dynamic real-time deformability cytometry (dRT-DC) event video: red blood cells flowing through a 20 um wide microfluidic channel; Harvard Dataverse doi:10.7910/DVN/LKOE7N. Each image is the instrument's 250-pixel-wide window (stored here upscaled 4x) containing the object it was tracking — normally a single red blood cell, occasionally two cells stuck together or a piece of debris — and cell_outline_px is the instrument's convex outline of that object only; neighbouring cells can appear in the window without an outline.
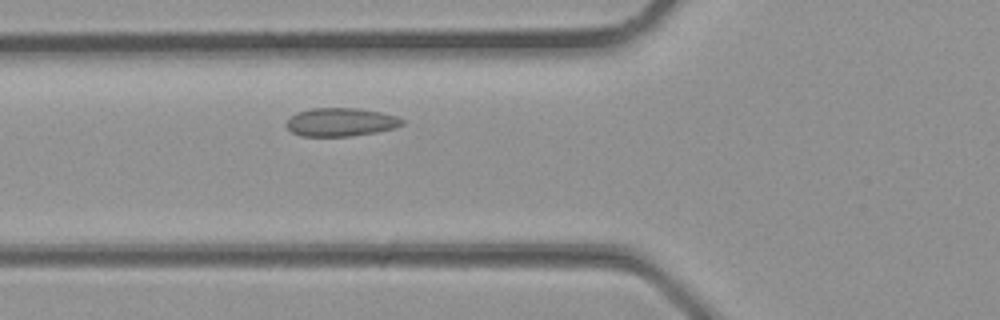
{"species": "common noctule bat (a hibernating species)", "species_latin": "Nyctalus noctula", "temperature_condition": "room temperature", "stored_images_in_passage": 26, "camera_frame_rate_fps": 3000, "um_per_image_px": 0.085, "animal": {"sex": "male", "body_mass_g": 23.1, "forearm_length_mm": 52.7}, "frame": {"image": 1, "passage_image": 6, "time_ms": 1.667, "image_size_px": [1000, 320], "cell_outline_px": [[404, 124], [392, 128], [376, 132], [352, 136], [300, 136], [292, 132], [284, 124], [292, 116], [300, 112], [312, 108], [356, 108], [380, 112], [396, 116], [404, 120]], "centroid_in_image_um": [28.96, 10.38], "position_along_channel_um": 96.8, "area_um2": 18.96}}
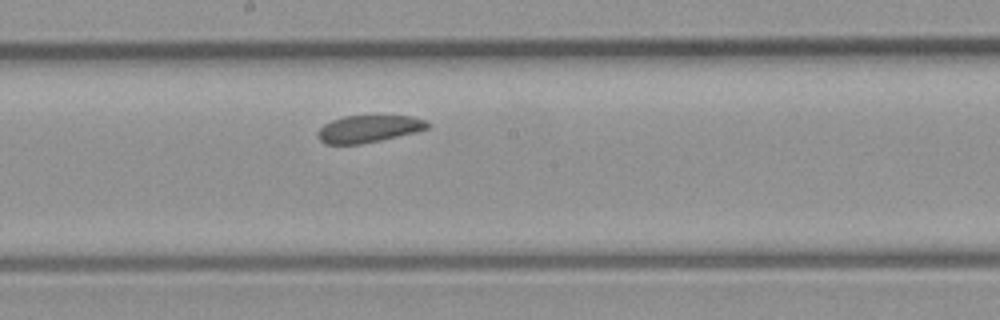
{"frame": {"image": 2, "passage_image": 12, "time_ms": 3.667, "image_size_px": [1000, 320], "cell_outline_px": [[432, 124], [428, 128], [416, 132], [380, 140], [360, 144], [324, 144], [316, 136], [316, 132], [324, 124], [332, 120], [344, 116], [412, 116], [428, 120]], "centroid_in_image_um": [31.35, 10.95], "position_along_channel_um": 216.9, "area_um2": 17.51}}
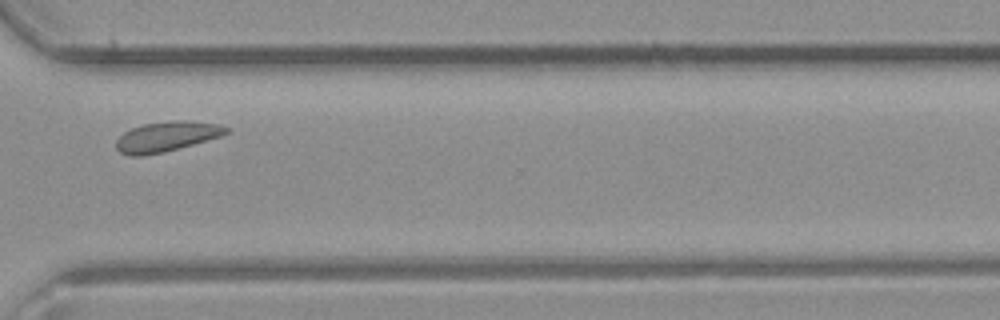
{"frame": {"image": 3, "passage_image": 19, "time_ms": 6.0, "image_size_px": [1000, 320], "cell_outline_px": [[228, 132], [220, 136], [164, 152], [144, 156], [128, 156], [120, 152], [116, 148], [116, 140], [124, 132], [132, 128], [144, 124], [168, 120], [184, 120], [216, 124], [228, 128]], "centroid_in_image_um": [14.1, 11.61], "position_along_channel_um": 356.5, "area_um2": 19.07}}